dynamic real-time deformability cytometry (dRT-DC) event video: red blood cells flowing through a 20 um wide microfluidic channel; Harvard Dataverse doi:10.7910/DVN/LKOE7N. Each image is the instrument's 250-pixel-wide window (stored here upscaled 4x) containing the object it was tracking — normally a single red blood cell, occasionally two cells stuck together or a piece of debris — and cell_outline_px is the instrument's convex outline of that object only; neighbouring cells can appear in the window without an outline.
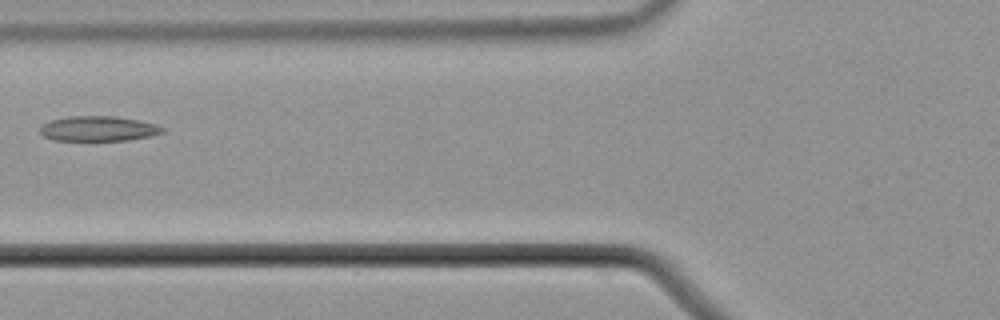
{"species": "common noctule bat (a hibernating species)", "species_latin": "Nyctalus noctula", "temperature_condition": "cold", "stored_images_in_passage": 6, "camera_frame_rate_fps": 3000, "um_per_image_px": 0.085, "animal": {"sex": "male", "body_mass_g": 21.5, "forearm_length_mm": 52.0}, "frame": {"image": 1, "passage_image": 5, "time_ms": 1.333, "image_size_px": [1000, 320], "cell_outline_px": [[164, 132], [152, 136], [128, 140], [52, 140], [44, 136], [40, 132], [40, 124], [48, 120], [68, 116], [116, 116], [140, 120], [156, 124], [164, 128]], "centroid_in_image_um": [8.34, 10.92], "position_along_channel_um": 117.5, "area_um2": 18.09}}
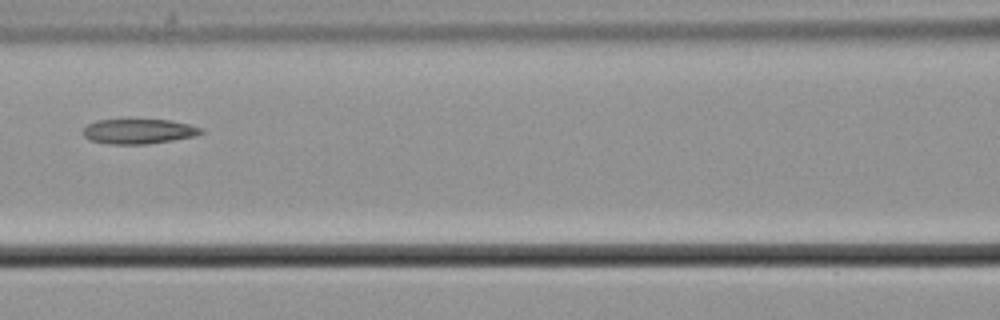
{"frame": {"image": 2, "passage_image": 6, "time_ms": 1.667, "image_size_px": [1000, 320], "cell_outline_px": [[204, 132], [196, 136], [148, 144], [108, 144], [88, 140], [80, 132], [88, 124], [96, 120], [172, 120], [204, 128]], "centroid_in_image_um": [11.77, 11.17], "position_along_channel_um": 154.8, "area_um2": 17.28}}